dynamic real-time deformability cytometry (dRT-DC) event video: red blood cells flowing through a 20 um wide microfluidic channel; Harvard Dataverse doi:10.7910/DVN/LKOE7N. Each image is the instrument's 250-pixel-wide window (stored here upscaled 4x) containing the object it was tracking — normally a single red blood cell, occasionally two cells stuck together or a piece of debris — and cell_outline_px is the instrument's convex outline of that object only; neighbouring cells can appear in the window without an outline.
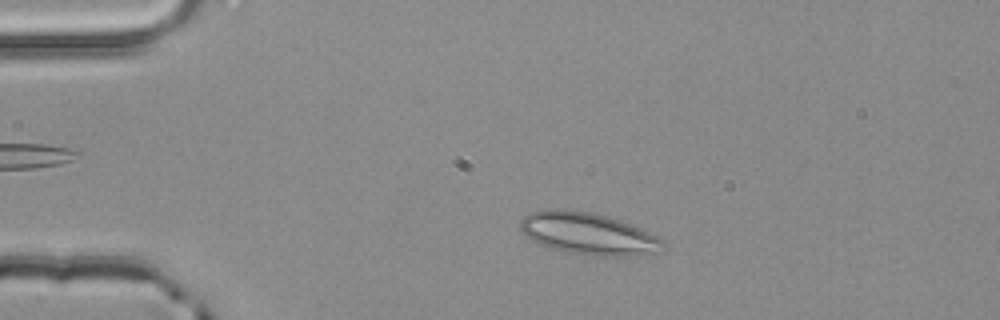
{"species": "common noctule bat (a hibernating species)", "species_latin": "Nyctalus noctula", "temperature_condition": "room temperature", "stored_images_in_passage": 50, "camera_frame_rate_fps": 3000, "um_per_image_px": 0.085, "animal": {"sex": "male", "body_mass_g": 20.4}, "frame": {"image": 1, "passage_image": 8, "time_ms": 2.333, "image_size_px": [1000, 320], "cell_outline_px": [[664, 252], [636, 256], [592, 256], [568, 252], [552, 248], [540, 244], [532, 240], [520, 228], [520, 220], [524, 216], [532, 212], [544, 208], [564, 208], [588, 212], [608, 216], [632, 224], [664, 240]], "centroid_in_image_um": [50.04, 19.86], "position_along_channel_um": 35.0, "area_um2": 35.26}}
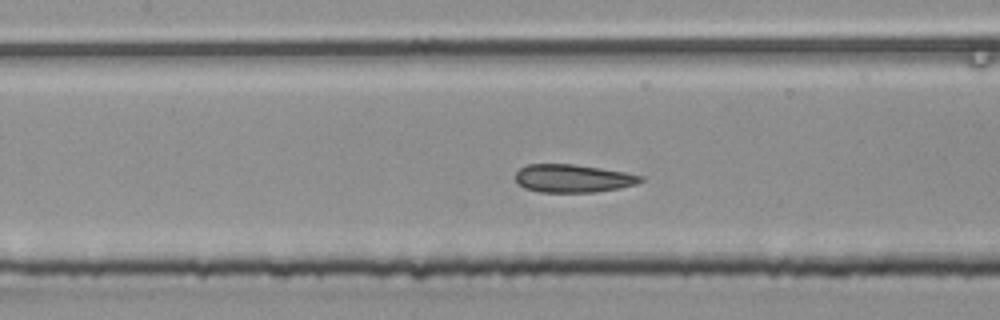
{"frame": {"image": 2, "passage_image": 21, "time_ms": 6.667, "image_size_px": [1000, 320], "cell_outline_px": [[644, 180], [636, 184], [620, 188], [596, 192], [540, 192], [524, 188], [516, 180], [516, 172], [520, 168], [528, 164], [572, 164], [600, 168], [624, 172], [644, 176]], "centroid_in_image_um": [48.71, 15.16], "position_along_channel_um": 158.7, "area_um2": 20.4}}
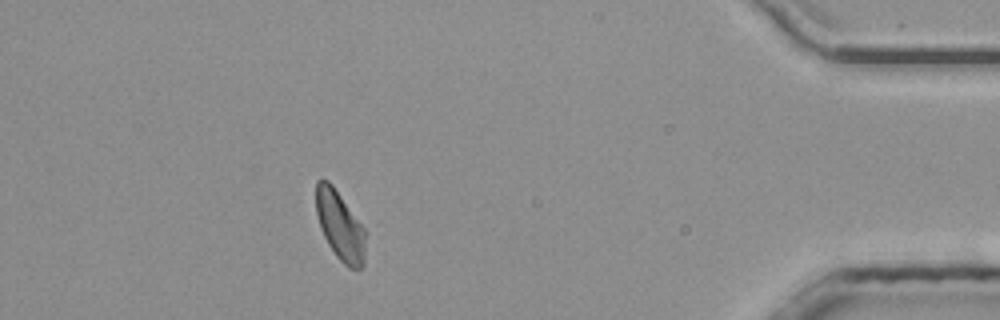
{"frame": {"image": 3, "passage_image": 44, "time_ms": 14.333, "image_size_px": [1000, 320], "cell_outline_px": [[364, 264], [360, 268], [348, 268], [336, 256], [328, 244], [320, 228], [316, 212], [316, 180], [328, 180], [332, 184], [364, 228]], "centroid_in_image_um": [28.87, 19.18], "position_along_channel_um": 406.3, "area_um2": 19.59}, "authors_computed_cell_mechanics": {"area_um2": 20.519, "velocity_mm_per_s": 3.9206, "shape_relaxation_time_tau1_ms": 6.451, "shape_relaxation_time_tau2_ms": 1.1959, "deformation_change_tau1": 0.1043, "deformation_change_tau2": 0.0649}}